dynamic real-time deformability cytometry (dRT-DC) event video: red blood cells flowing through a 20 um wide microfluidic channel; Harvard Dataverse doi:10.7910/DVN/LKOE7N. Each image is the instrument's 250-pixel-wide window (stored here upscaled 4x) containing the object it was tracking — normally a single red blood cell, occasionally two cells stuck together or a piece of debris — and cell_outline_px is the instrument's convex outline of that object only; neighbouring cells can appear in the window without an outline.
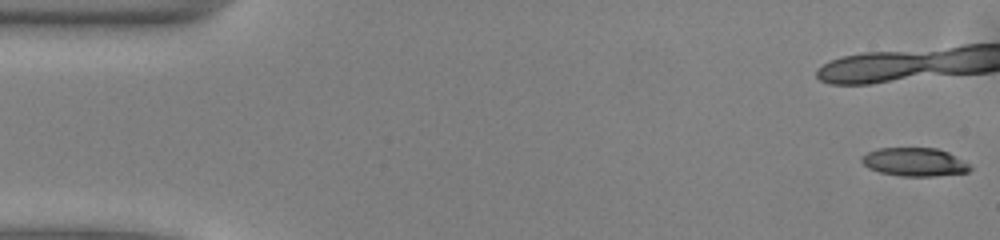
{"species": "common noctule bat (a hibernating species)", "species_latin": "Nyctalus noctula", "temperature_condition": "warm", "stored_images_in_passage": 39, "camera_frame_rate_fps": 3000, "um_per_image_px": 0.085, "animal": {"sex": "male", "body_mass_g": 13.0, "forearm_length_mm": 53.1}, "frame": {"image": 1, "passage_image": 1, "time_ms": 0.0, "image_size_px": [1000, 240], "cell_outline_px": [[972, 168], [968, 172], [936, 176], [900, 176], [880, 172], [868, 168], [860, 160], [860, 156], [876, 148], [936, 148], [948, 152], [968, 164]], "centroid_in_image_um": [77.7, 13.77], "position_along_channel_um": 7.3, "area_um2": 17.92}}